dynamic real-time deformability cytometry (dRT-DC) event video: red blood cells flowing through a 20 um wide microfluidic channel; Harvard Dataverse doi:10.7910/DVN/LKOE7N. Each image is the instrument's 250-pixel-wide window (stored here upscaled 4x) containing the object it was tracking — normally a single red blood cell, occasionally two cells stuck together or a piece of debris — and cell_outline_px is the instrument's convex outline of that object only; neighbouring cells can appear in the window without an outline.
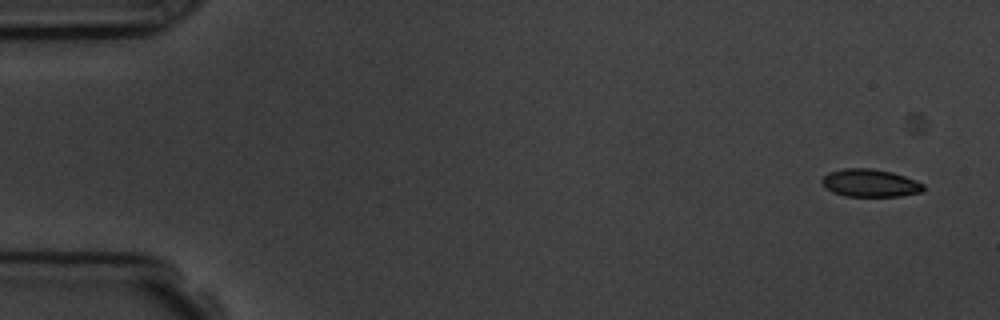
{"species": "common noctule bat (a hibernating species)", "species_latin": "Nyctalus noctula", "temperature_condition": "room temperature", "stored_images_in_passage": 5, "camera_frame_rate_fps": 3000, "um_per_image_px": 0.085, "animal": {"sex": "male", "body_mass_g": 19.5, "forearm_length_mm": 54.6}, "frame": {"image": 1, "passage_image": 1, "time_ms": 0.0, "image_size_px": [1000, 320], "cell_outline_px": [[924, 188], [920, 192], [900, 196], [844, 196], [832, 192], [824, 188], [820, 180], [828, 172], [844, 168], [872, 168], [892, 172], [916, 180], [924, 184]], "centroid_in_image_um": [73.91, 15.55], "position_along_channel_um": 11.1, "area_um2": 16.53}}
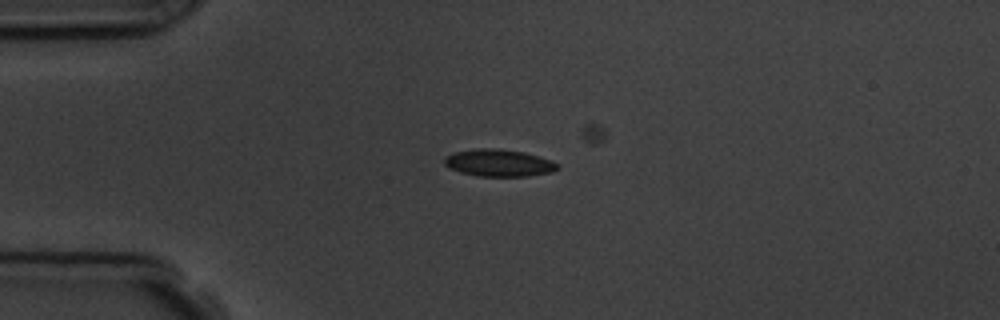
{"frame": {"image": 2, "passage_image": 4, "time_ms": 3.667, "image_size_px": [1000, 320], "cell_outline_px": [[560, 168], [552, 172], [528, 176], [476, 176], [460, 172], [448, 168], [444, 164], [444, 156], [452, 152], [476, 148], [500, 148], [524, 152], [540, 156], [552, 160], [560, 164]], "centroid_in_image_um": [42.4, 13.84], "position_along_channel_um": 42.6, "area_um2": 18.32}}